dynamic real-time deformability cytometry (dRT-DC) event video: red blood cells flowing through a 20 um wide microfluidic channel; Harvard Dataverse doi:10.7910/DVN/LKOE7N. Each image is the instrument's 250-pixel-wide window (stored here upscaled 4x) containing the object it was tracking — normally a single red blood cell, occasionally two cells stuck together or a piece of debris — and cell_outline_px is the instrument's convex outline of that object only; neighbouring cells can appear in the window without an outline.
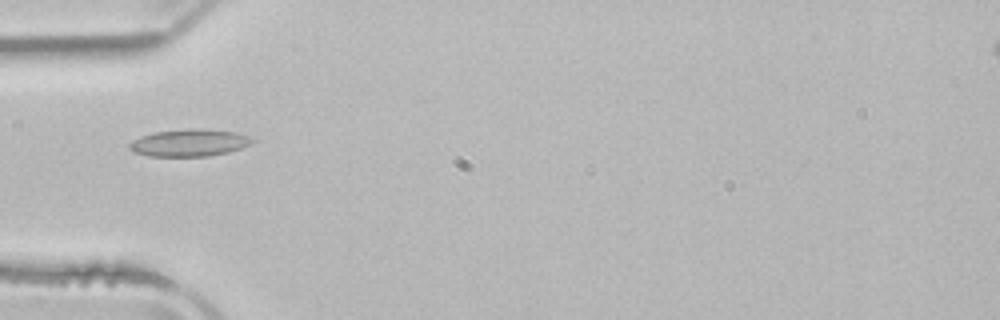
{"species": "common noctule bat (a hibernating species)", "species_latin": "Nyctalus noctula", "temperature_condition": "room temperature", "stored_images_in_passage": 51, "camera_frame_rate_fps": 3000, "um_per_image_px": 0.085, "animal": {"sex": "male", "body_mass_g": 21.5, "forearm_length_mm": 52.0}, "frame": {"image": 1, "passage_image": 16, "time_ms": 5.0, "image_size_px": [1000, 320], "cell_outline_px": [[256, 140], [240, 148], [228, 152], [208, 156], [148, 156], [136, 152], [128, 148], [128, 144], [132, 140], [140, 136], [152, 132], [192, 128], [200, 128], [236, 132], [248, 136]], "centroid_in_image_um": [16.06, 12.12], "position_along_channel_um": 68.9, "area_um2": 19.48}}
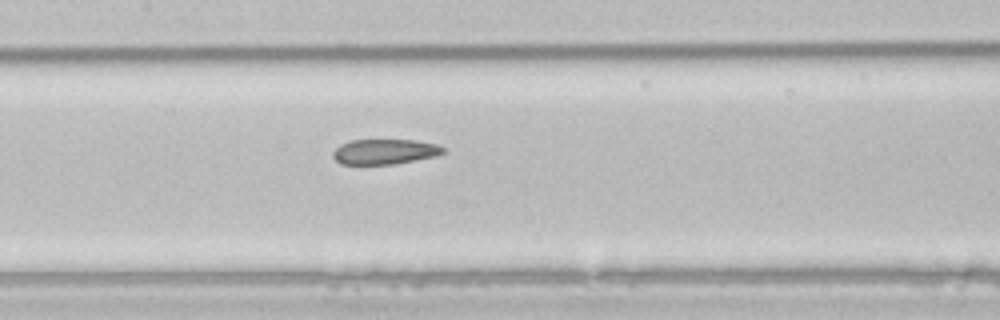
{"frame": {"image": 2, "passage_image": 24, "time_ms": 7.667, "image_size_px": [1000, 320], "cell_outline_px": [[444, 152], [436, 156], [396, 164], [340, 164], [332, 156], [332, 152], [340, 144], [352, 140], [416, 140], [440, 144], [444, 148]], "centroid_in_image_um": [32.72, 12.89], "position_along_channel_um": 174.7, "area_um2": 16.3}}
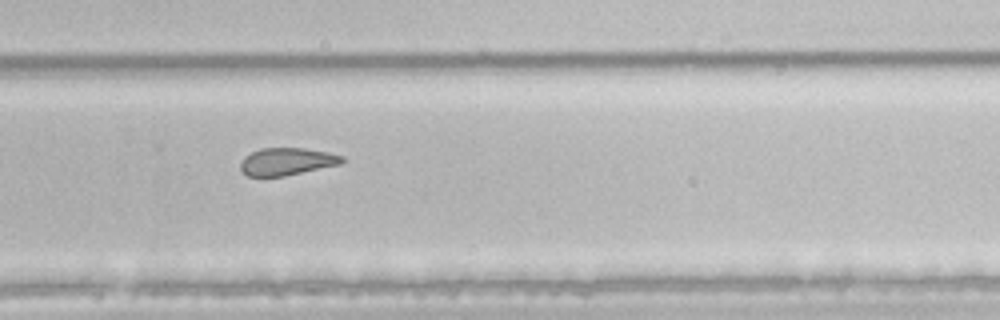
{"frame": {"image": 3, "passage_image": 34, "time_ms": 11.0, "image_size_px": [1000, 320], "cell_outline_px": [[344, 160], [340, 164], [284, 176], [248, 176], [240, 168], [240, 164], [244, 156], [260, 148], [304, 148], [328, 152], [344, 156]], "centroid_in_image_um": [24.38, 13.72], "position_along_channel_um": 305.4, "area_um2": 16.13}, "authors_computed_cell_mechanics": {"area_um2": 19.363, "velocity_mm_per_s": 3.9418, "shape_relaxation_time_tau1_ms": null, "shape_relaxation_time_tau2_ms": 2.7668, "deformation_change_tau1": null, "deformation_change_tau2": 0.0848}}